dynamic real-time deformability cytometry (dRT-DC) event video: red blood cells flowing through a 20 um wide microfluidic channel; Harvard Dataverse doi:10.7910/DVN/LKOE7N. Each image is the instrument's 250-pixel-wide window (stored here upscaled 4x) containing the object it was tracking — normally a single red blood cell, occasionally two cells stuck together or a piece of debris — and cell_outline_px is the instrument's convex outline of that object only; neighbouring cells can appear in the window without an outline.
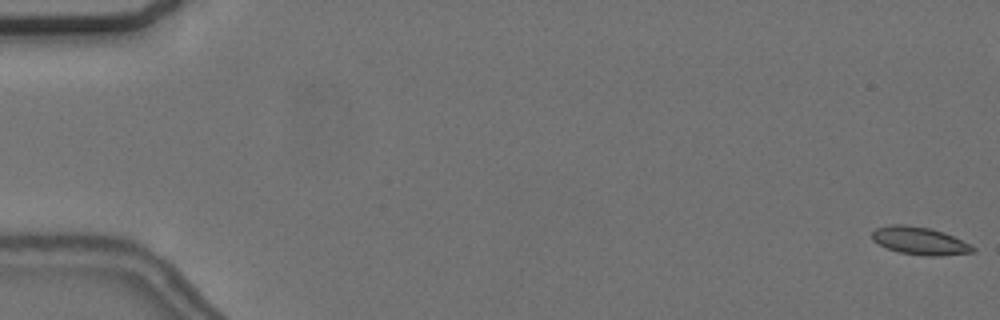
{"species": "common noctule bat (a hibernating species)", "species_latin": "Nyctalus noctula", "temperature_condition": "cold", "stored_images_in_passage": 58, "camera_frame_rate_fps": 3000, "um_per_image_px": 0.085, "animal": {"sex": "female", "body_mass_g": 24.6, "forearm_length_mm": 56.2}, "frame": {"image": 1, "passage_image": 1, "time_ms": 0.0, "image_size_px": [1000, 320], "cell_outline_px": [[976, 252], [940, 256], [924, 256], [900, 252], [888, 248], [872, 240], [872, 232], [876, 228], [892, 224], [904, 224], [928, 228], [944, 232], [972, 244], [976, 248]], "centroid_in_image_um": [78.23, 20.47], "position_along_channel_um": 6.8, "area_um2": 16.36}}
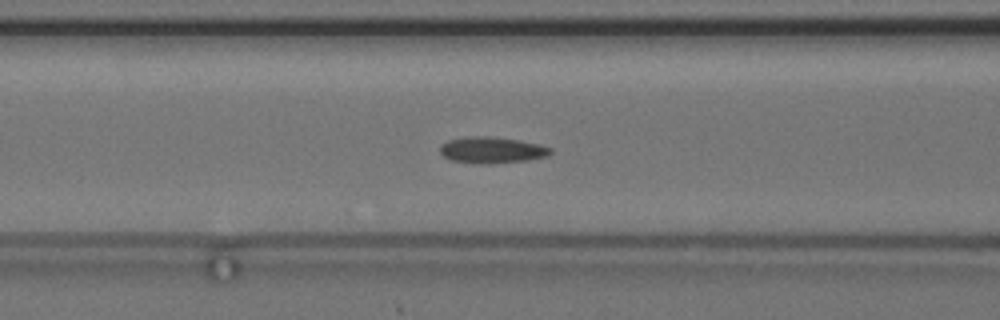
{"frame": {"image": 2, "passage_image": 24, "time_ms": 7.667, "image_size_px": [1000, 320], "cell_outline_px": [[552, 152], [548, 156], [524, 160], [480, 164], [452, 160], [444, 156], [440, 152], [440, 144], [448, 140], [464, 136], [488, 136], [520, 140], [540, 144], [552, 148]], "centroid_in_image_um": [41.79, 12.73], "position_along_channel_um": 124.8, "area_um2": 16.88}}
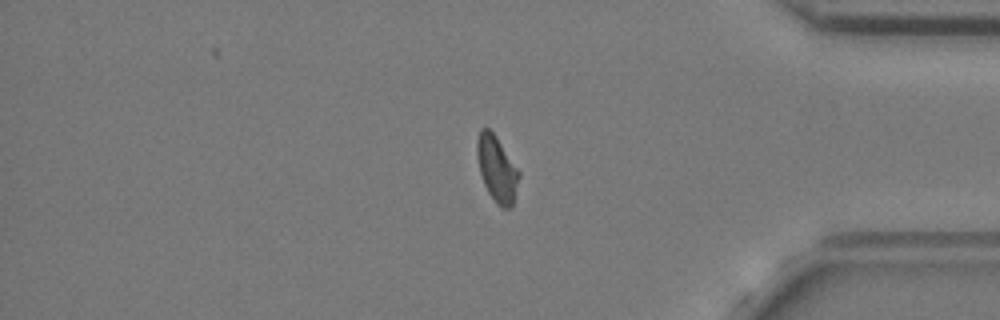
{"frame": {"image": 3, "passage_image": 48, "time_ms": 15.667, "image_size_px": [1000, 320], "cell_outline_px": [[520, 176], [512, 204], [508, 208], [500, 208], [488, 192], [484, 184], [480, 172], [476, 156], [476, 140], [480, 128], [488, 128], [496, 136], [520, 172]], "centroid_in_image_um": [42.21, 14.33], "position_along_channel_um": 393.0, "area_um2": 16.01}, "authors_computed_cell_mechanics": {"area_um2": 16.3574, "velocity_mm_per_s": 3.6506, "shape_relaxation_time_tau1_ms": 8.8169, "shape_relaxation_time_tau2_ms": 2.4729, "deformation_change_tau1": 0.1581, "deformation_change_tau2": 0.0943}}